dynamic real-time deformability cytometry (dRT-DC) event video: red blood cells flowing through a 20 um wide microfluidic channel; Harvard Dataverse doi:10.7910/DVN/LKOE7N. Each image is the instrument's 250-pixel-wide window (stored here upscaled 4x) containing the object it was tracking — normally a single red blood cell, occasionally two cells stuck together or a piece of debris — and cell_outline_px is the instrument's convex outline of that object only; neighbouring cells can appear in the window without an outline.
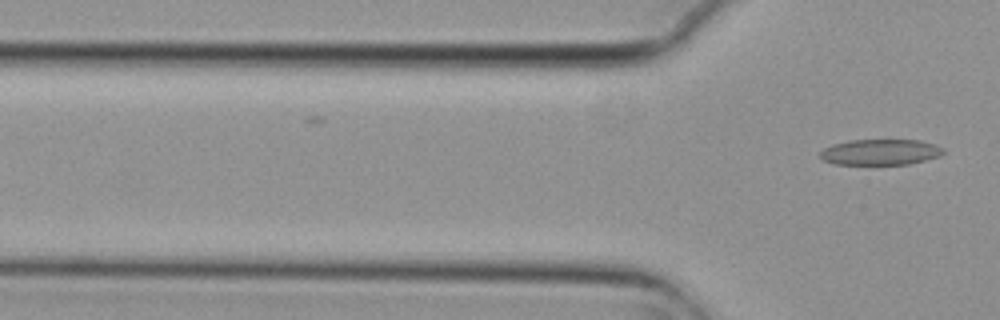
{"species": "common noctule bat (a hibernating species)", "species_latin": "Nyctalus noctula", "temperature_condition": "cold", "stored_images_in_passage": 5, "camera_frame_rate_fps": 3000, "um_per_image_px": 0.085, "animal": {"sex": "female", "body_mass_g": 29.2, "forearm_length_mm": 56.3}, "frame": {"image": 1, "passage_image": 5, "time_ms": 1.333, "image_size_px": [1000, 320], "cell_outline_px": [[944, 152], [940, 156], [908, 164], [832, 164], [824, 160], [820, 156], [820, 152], [824, 148], [832, 144], [848, 140], [920, 140], [936, 144], [944, 148]], "centroid_in_image_um": [74.84, 12.92], "position_along_channel_um": 51.0, "area_um2": 18.55}}